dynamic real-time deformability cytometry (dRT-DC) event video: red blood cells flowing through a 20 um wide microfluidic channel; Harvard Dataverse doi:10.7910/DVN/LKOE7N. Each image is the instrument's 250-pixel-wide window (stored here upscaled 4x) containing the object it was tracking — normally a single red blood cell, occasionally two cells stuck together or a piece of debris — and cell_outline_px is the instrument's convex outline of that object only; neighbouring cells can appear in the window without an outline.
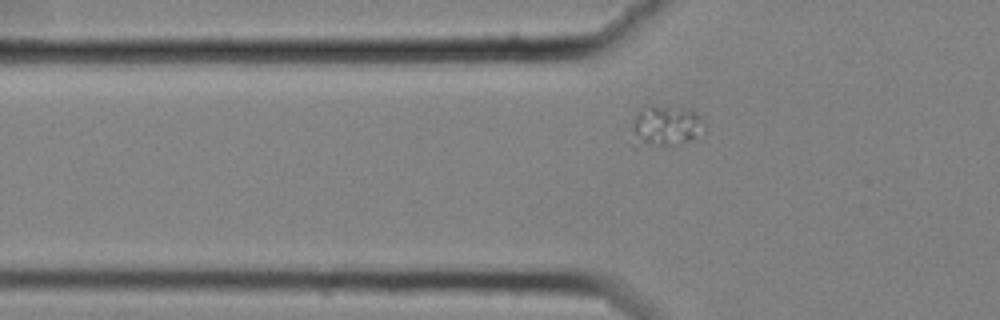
{"species": "common noctule bat (a hibernating species)", "species_latin": "Nyctalus noctula", "temperature_condition": "cold", "stored_images_in_passage": 44, "camera_frame_rate_fps": 3000, "um_per_image_px": 0.085, "animal": {"sex": "female", "body_mass_g": 25.1}, "frame": {"image": 1, "passage_image": 8, "time_ms": 2.333, "image_size_px": [1000, 320], "cell_outline_px": [[704, 128], [688, 140], [668, 148], [644, 140], [632, 128], [632, 120], [636, 112], [644, 104], [652, 104], [692, 108], [700, 116]], "centroid_in_image_um": [56.65, 10.56], "position_along_channel_um": 69.1, "area_um2": 16.65}}
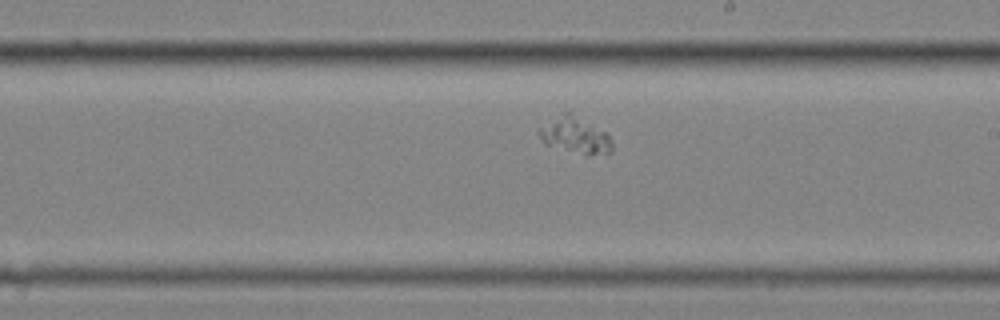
{"frame": {"image": 2, "passage_image": 23, "time_ms": 7.333, "image_size_px": [1000, 320], "cell_outline_px": [[612, 152], [608, 156], [588, 156], [544, 144], [536, 132], [540, 128], [568, 112], [608, 132], [612, 144]], "centroid_in_image_um": [48.98, 11.59], "position_along_channel_um": 240.0, "area_um2": 15.37}}
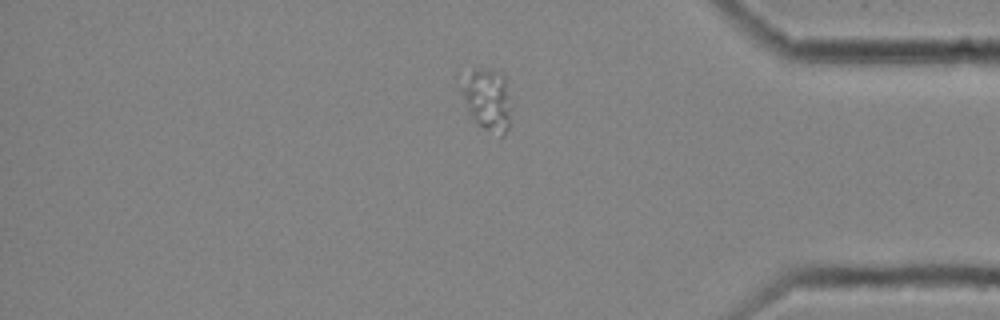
{"frame": {"image": 3, "passage_image": 38, "time_ms": 12.333, "image_size_px": [1000, 320], "cell_outline_px": [[508, 128], [504, 136], [500, 136], [484, 128], [472, 116], [468, 108], [464, 96], [464, 80], [472, 68], [476, 68], [500, 72], [504, 76], [508, 96]], "centroid_in_image_um": [41.46, 8.45], "position_along_channel_um": 393.7, "area_um2": 16.76}}